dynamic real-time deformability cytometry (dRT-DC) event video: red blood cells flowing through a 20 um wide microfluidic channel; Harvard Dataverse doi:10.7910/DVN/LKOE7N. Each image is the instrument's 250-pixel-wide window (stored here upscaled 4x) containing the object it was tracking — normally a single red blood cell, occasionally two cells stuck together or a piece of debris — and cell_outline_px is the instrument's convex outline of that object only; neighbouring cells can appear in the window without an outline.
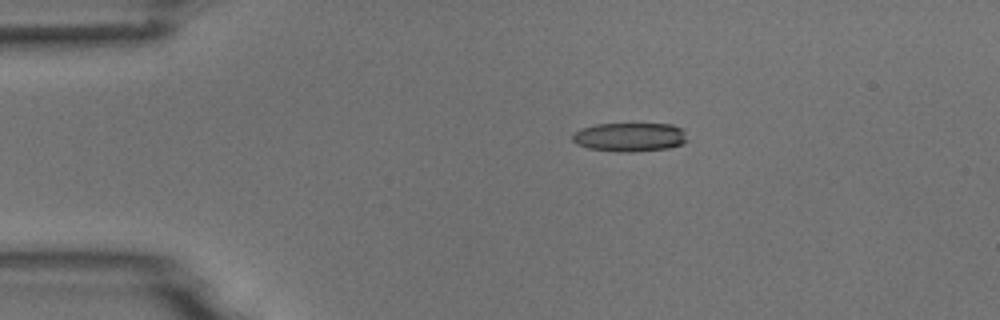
{"species": "common noctule bat (a hibernating species)", "species_latin": "Nyctalus noctula", "temperature_condition": "room temperature", "stored_images_in_passage": 8, "camera_frame_rate_fps": 3000, "um_per_image_px": 0.085, "animal": {"sex": "male", "body_mass_g": 18.8}, "frame": {"image": 1, "passage_image": 3, "time_ms": 3.333, "image_size_px": [1000, 320], "cell_outline_px": [[688, 140], [684, 144], [668, 148], [636, 152], [620, 152], [588, 148], [576, 144], [572, 140], [572, 136], [580, 128], [596, 124], [672, 124], [680, 128], [684, 132]], "centroid_in_image_um": [53.53, 11.66], "position_along_channel_um": 31.5, "area_um2": 19.42}}
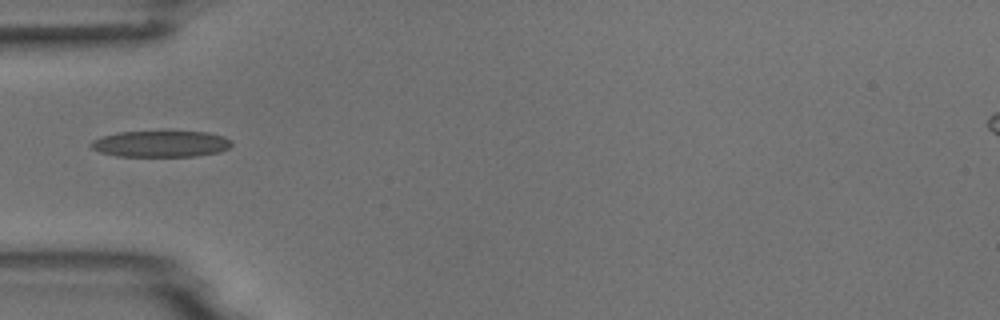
{"frame": {"image": 2, "passage_image": 5, "time_ms": 5.667, "image_size_px": [1000, 320], "cell_outline_px": [[232, 144], [228, 148], [220, 152], [196, 156], [116, 156], [100, 152], [92, 148], [88, 144], [92, 140], [100, 136], [120, 132], [164, 128], [208, 132], [224, 136], [232, 140]], "centroid_in_image_um": [13.68, 12.17], "position_along_channel_um": 71.3, "area_um2": 22.89}}